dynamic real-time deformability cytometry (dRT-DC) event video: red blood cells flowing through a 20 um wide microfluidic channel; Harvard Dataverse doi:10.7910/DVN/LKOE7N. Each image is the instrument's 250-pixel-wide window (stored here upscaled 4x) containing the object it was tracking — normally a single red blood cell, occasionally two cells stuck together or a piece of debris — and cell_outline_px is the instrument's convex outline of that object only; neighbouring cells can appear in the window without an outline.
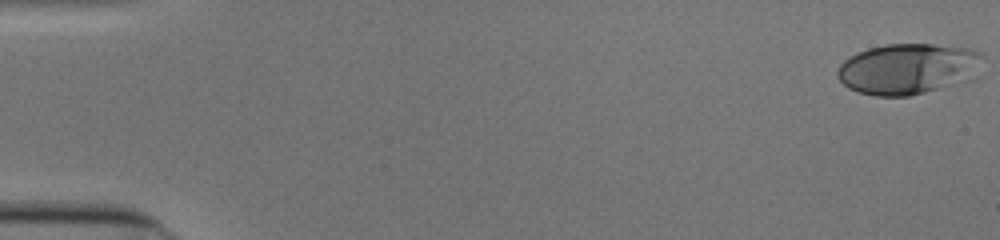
{"species": "human", "species_latin": "Homo sapiens", "temperature_condition": "cold", "stored_images_in_passage": 44, "camera_frame_rate_fps": 3000, "um_per_image_px": 0.085, "donor": {"sex": "male"}, "frame": {"image": 1, "passage_image": 1, "time_ms": 0.0, "image_size_px": [1000, 240], "cell_outline_px": [[984, 56], [972, 80], [908, 96], [876, 96], [856, 92], [848, 88], [836, 76], [836, 72], [840, 64], [844, 60], [868, 48], [888, 44], [932, 44], [972, 48], [980, 52]], "centroid_in_image_um": [77.2, 5.85], "position_along_channel_um": 7.8, "area_um2": 43.18}}
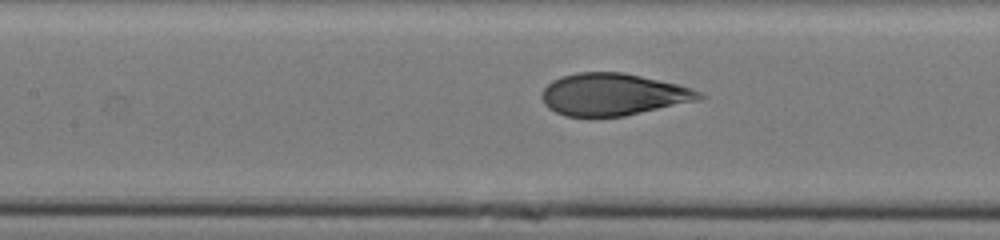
{"frame": {"image": 2, "passage_image": 25, "time_ms": 8.0, "image_size_px": [1000, 240], "cell_outline_px": [[708, 96], [700, 100], [624, 116], [564, 116], [548, 108], [544, 104], [540, 96], [544, 88], [552, 80], [560, 76], [576, 72], [620, 72], [640, 76], [676, 84], [700, 92]], "centroid_in_image_um": [52.08, 8.03], "position_along_channel_um": 155.3, "area_um2": 38.49}}
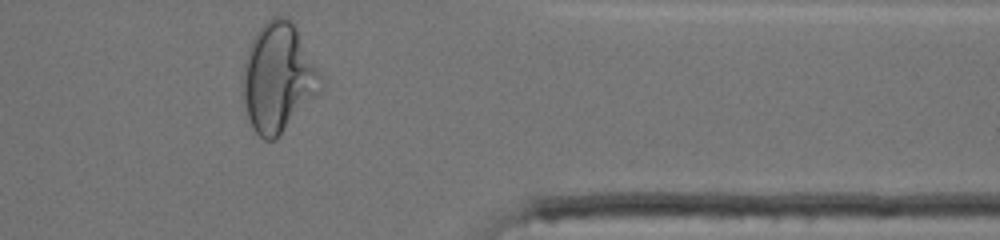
{"frame": {"image": 3, "passage_image": 44, "time_ms": 14.333, "image_size_px": [1000, 240], "cell_outline_px": [[324, 88], [276, 140], [264, 140], [252, 128], [240, 96], [244, 64], [252, 40], [256, 32], [264, 20], [272, 16], [284, 16], [296, 28], [324, 80]], "centroid_in_image_um": [23.63, 6.64], "position_along_channel_um": 387.8, "area_um2": 49.88}, "authors_computed_cell_mechanics": {"area_um2": 39.8242, "velocity_mm_per_s": 3.8847, "shape_relaxation_time_tau1_ms": 5.8418, "shape_relaxation_time_tau2_ms": null, "deformation_change_tau1": 0.2147, "deformation_change_tau2": null}}